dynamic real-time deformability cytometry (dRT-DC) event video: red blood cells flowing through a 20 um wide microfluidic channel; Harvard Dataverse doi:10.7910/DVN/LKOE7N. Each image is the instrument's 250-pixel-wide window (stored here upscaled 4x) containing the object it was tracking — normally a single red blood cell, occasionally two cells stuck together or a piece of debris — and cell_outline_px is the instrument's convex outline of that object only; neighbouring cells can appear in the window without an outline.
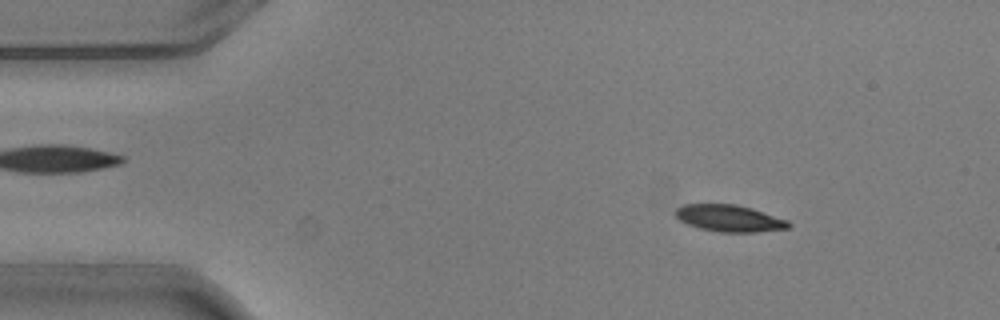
{"species": "common noctule bat (a hibernating species)", "species_latin": "Nyctalus noctula", "temperature_condition": "warm", "stored_images_in_passage": 8, "camera_frame_rate_fps": 3000, "um_per_image_px": 0.085, "animal": {"sex": "male", "body_mass_g": 20.5, "forearm_length_mm": 52.5}, "frame": {"image": 1, "passage_image": 2, "time_ms": 0.333, "image_size_px": [1000, 320], "cell_outline_px": [[792, 224], [788, 228], [756, 232], [720, 232], [700, 228], [688, 224], [680, 220], [676, 216], [676, 208], [684, 204], [736, 204], [752, 208], [788, 220]], "centroid_in_image_um": [62.01, 18.55], "position_along_channel_um": 23.0, "area_um2": 17.57}}
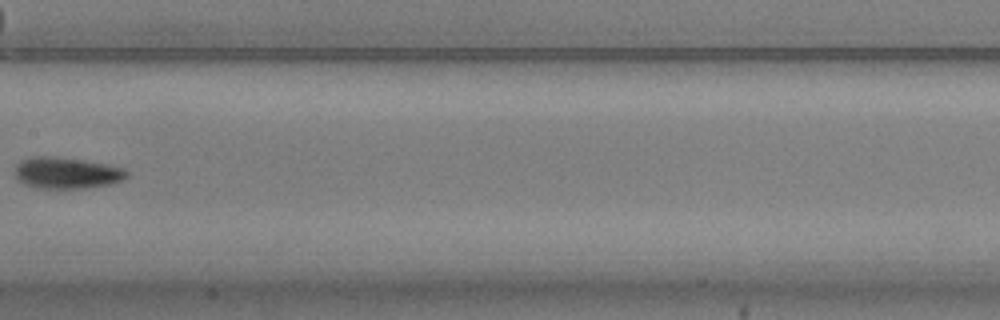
{"frame": {"image": 2, "passage_image": 7, "time_ms": 2.0, "image_size_px": [1000, 320], "cell_outline_px": [[128, 176], [124, 180], [108, 184], [84, 188], [36, 188], [24, 184], [16, 176], [16, 164], [20, 160], [32, 156], [56, 156], [84, 160], [108, 164], [124, 168], [128, 172]], "centroid_in_image_um": [5.68, 14.68], "position_along_channel_um": 201.7, "area_um2": 20.58}}
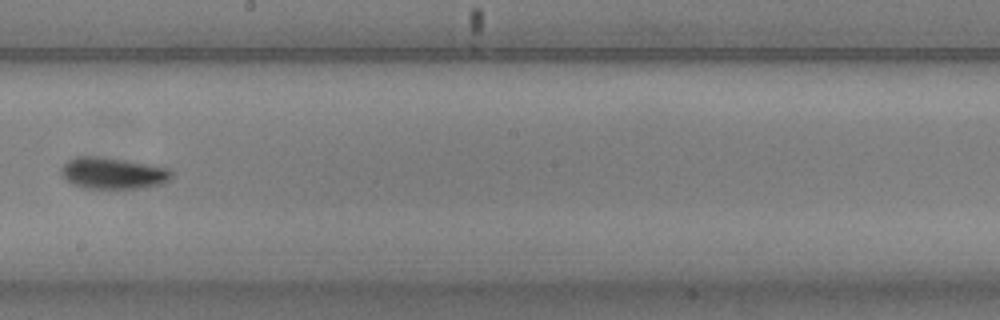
{"frame": {"image": 3, "passage_image": 8, "time_ms": 2.333, "image_size_px": [1000, 320], "cell_outline_px": [[172, 176], [164, 184], [140, 188], [84, 188], [72, 184], [60, 172], [60, 168], [68, 160], [76, 156], [100, 156], [148, 164], [168, 168], [172, 172]], "centroid_in_image_um": [9.6, 14.72], "position_along_channel_um": 238.6, "area_um2": 20.23}}